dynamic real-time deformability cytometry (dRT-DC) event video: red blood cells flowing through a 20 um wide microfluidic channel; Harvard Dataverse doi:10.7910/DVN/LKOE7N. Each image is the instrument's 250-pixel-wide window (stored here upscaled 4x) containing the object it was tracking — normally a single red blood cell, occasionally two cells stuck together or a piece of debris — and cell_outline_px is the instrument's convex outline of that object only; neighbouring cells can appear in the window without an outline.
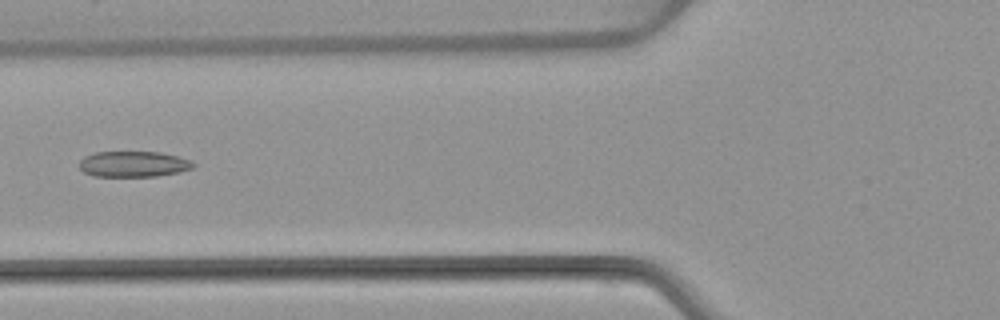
{"species": "common noctule bat (a hibernating species)", "species_latin": "Nyctalus noctula", "temperature_condition": "warm", "stored_images_in_passage": 6, "camera_frame_rate_fps": 3000, "um_per_image_px": 0.085, "animal": {"sex": "female", "body_mass_g": 22.7, "forearm_length_mm": 54.2}, "frame": {"image": 1, "passage_image": 6, "time_ms": 7.0, "image_size_px": [1000, 320], "cell_outline_px": [[196, 164], [192, 168], [176, 172], [156, 176], [92, 176], [84, 172], [80, 168], [80, 160], [84, 156], [96, 152], [160, 152], [176, 156], [188, 160]], "centroid_in_image_um": [11.3, 13.94], "position_along_channel_um": 114.5, "area_um2": 16.88}}